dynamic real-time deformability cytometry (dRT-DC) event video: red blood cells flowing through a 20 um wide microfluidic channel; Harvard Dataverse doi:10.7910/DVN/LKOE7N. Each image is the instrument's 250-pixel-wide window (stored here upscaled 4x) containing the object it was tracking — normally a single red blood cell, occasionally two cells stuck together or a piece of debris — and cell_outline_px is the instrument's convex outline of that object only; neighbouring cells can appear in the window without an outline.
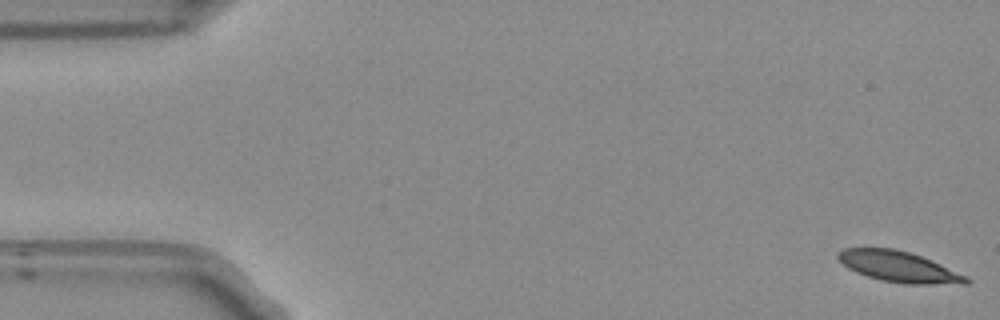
{"species": "Egyptian fruit bat (a non-hibernating species)", "species_latin": "Rousettus aegyptiacus", "temperature_condition": "room temperature", "stored_images_in_passage": 12, "camera_frame_rate_fps": 3000, "um_per_image_px": 0.085, "frame": {"image": 1, "passage_image": 1, "time_ms": 0.0, "image_size_px": [1000, 320], "cell_outline_px": [[972, 284], [904, 284], [880, 280], [856, 272], [848, 268], [836, 256], [836, 252], [844, 248], [892, 248], [908, 252], [920, 256], [940, 264], [968, 276], [972, 280]], "centroid_in_image_um": [76.43, 22.68], "position_along_channel_um": 8.6, "area_um2": 23.0}}